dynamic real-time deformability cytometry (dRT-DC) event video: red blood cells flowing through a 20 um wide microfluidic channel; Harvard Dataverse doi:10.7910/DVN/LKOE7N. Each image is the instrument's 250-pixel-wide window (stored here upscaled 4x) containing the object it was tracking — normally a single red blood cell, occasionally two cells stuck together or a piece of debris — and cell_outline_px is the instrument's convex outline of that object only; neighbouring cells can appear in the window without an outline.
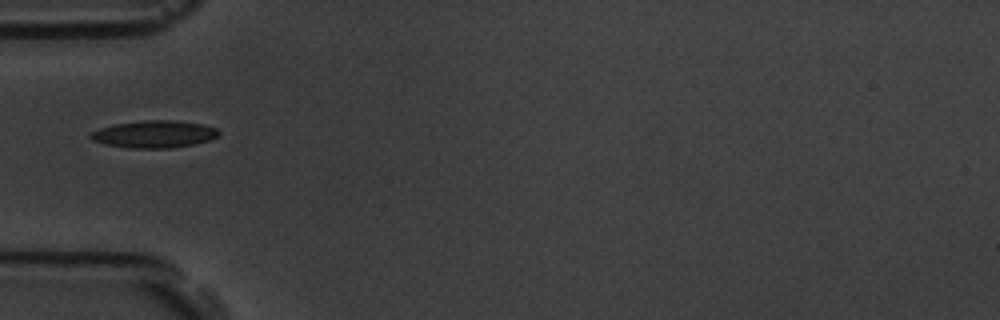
{"species": "common noctule bat (a hibernating species)", "species_latin": "Nyctalus noctula", "temperature_condition": "room temperature", "stored_images_in_passage": 1, "camera_frame_rate_fps": 3000, "um_per_image_px": 0.085, "animal": {"sex": "male", "body_mass_g": 19.5, "forearm_length_mm": 54.6}, "frame": {"image": 1, "passage_image": 1, "time_ms": 0.0, "image_size_px": [1000, 320], "cell_outline_px": [[220, 132], [216, 136], [208, 140], [196, 144], [172, 148], [128, 148], [104, 144], [92, 140], [88, 136], [92, 132], [100, 128], [116, 124], [144, 120], [172, 120], [204, 124], [216, 128]], "centroid_in_image_um": [13.1, 11.41], "position_along_channel_um": 71.9, "area_um2": 20.35}}